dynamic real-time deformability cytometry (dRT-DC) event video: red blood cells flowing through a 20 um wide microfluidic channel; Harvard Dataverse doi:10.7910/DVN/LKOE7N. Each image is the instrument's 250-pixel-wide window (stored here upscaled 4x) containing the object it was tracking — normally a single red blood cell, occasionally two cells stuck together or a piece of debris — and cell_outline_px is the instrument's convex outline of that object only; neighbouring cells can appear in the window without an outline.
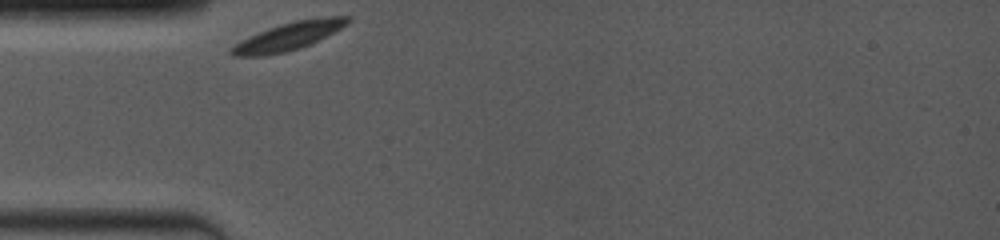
{"species": "common noctule bat (a hibernating species)", "species_latin": "Nyctalus noctula", "temperature_condition": "room temperature", "stored_images_in_passage": 2, "camera_frame_rate_fps": 4000, "um_per_image_px": 0.085, "animal": {"sex": "female", "body_mass_g": 19.0, "forearm_length_mm": 53.3}, "frame": {"image": 1, "passage_image": 1, "time_ms": 0.0, "image_size_px": [1000, 240], "cell_outline_px": [[352, 20], [348, 24], [300, 48], [284, 52], [264, 56], [232, 56], [228, 52], [240, 40], [248, 36], [268, 28], [280, 24], [296, 20], [324, 16], [352, 16]], "centroid_in_image_um": [24.51, 3.07], "position_along_channel_um": 60.5, "area_um2": 18.73}}